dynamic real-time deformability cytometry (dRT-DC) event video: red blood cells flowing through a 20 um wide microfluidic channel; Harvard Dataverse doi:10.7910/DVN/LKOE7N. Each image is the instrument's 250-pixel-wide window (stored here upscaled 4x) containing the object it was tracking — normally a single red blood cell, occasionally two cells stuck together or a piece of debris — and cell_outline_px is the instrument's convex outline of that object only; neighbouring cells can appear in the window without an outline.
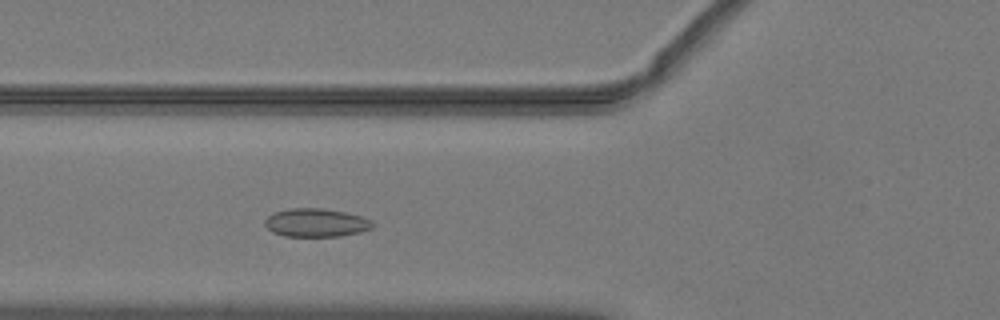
{"species": "common noctule bat (a hibernating species)", "species_latin": "Nyctalus noctula", "temperature_condition": "warm", "stored_images_in_passage": 42, "camera_frame_rate_fps": 3000, "um_per_image_px": 0.085, "animal": {"sex": "male", "body_mass_g": 19.2, "forearm_length_mm": 51.8}, "frame": {"image": 1, "passage_image": 10, "time_ms": 3.0, "image_size_px": [1000, 320], "cell_outline_px": [[376, 224], [372, 228], [360, 232], [340, 236], [284, 236], [272, 232], [264, 224], [264, 220], [268, 216], [276, 212], [288, 208], [320, 208], [344, 212], [360, 216], [372, 220]], "centroid_in_image_um": [26.87, 18.93], "position_along_channel_um": 98.9, "area_um2": 17.8}}
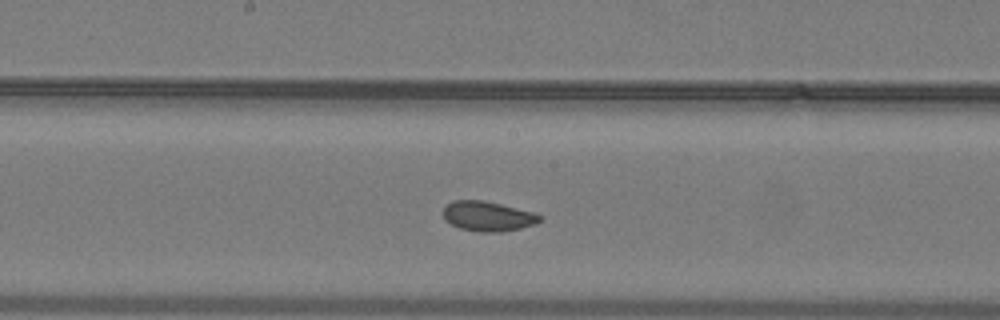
{"frame": {"image": 2, "passage_image": 18, "time_ms": 5.667, "image_size_px": [1000, 320], "cell_outline_px": [[544, 216], [536, 224], [520, 228], [500, 232], [480, 232], [460, 228], [444, 220], [444, 208], [452, 200], [484, 200], [532, 212]], "centroid_in_image_um": [41.47, 18.38], "position_along_channel_um": 206.7, "area_um2": 16.7}}
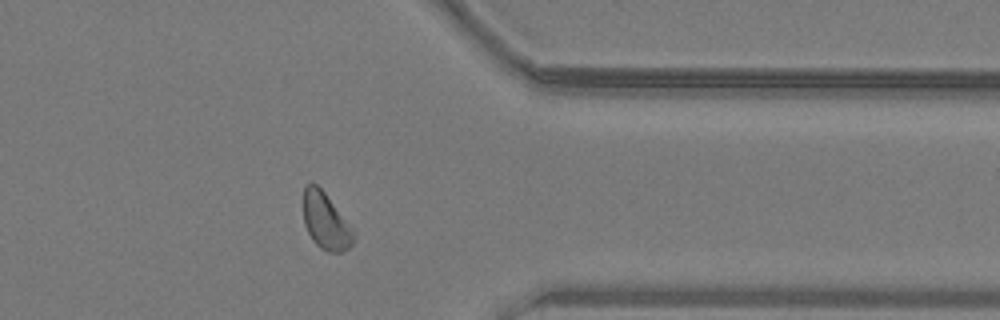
{"frame": {"image": 3, "passage_image": 32, "time_ms": 10.333, "image_size_px": [1000, 320], "cell_outline_px": [[356, 236], [352, 244], [348, 248], [340, 252], [328, 252], [320, 248], [312, 240], [304, 224], [304, 188], [308, 184], [316, 184], [324, 192], [356, 232]], "centroid_in_image_um": [27.71, 18.84], "position_along_channel_um": 383.7, "area_um2": 16.42}, "authors_computed_cell_mechanics": {"area_um2": 17.1666, "velocity_mm_per_s": 4.0096, "shape_relaxation_time_tau1_ms": 4.6195, "shape_relaxation_time_tau2_ms": 2.5119, "deformation_change_tau1": 0.07, "deformation_change_tau2": 0.0515}}